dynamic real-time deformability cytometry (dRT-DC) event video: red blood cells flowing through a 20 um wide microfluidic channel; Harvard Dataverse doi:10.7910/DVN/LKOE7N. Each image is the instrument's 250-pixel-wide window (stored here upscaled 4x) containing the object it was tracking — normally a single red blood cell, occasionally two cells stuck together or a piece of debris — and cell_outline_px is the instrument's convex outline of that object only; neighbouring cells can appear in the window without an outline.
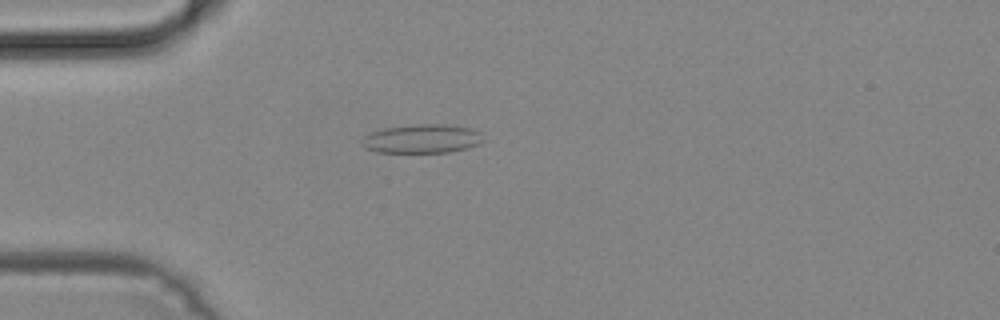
{"species": "common noctule bat (a hibernating species)", "species_latin": "Nyctalus noctula", "temperature_condition": "cold", "stored_images_in_passage": 45, "camera_frame_rate_fps": 3000, "um_per_image_px": 0.085, "animal": {"sex": "male", "body_mass_g": 19.2, "forearm_length_mm": 51.8}, "frame": {"image": 1, "passage_image": 9, "time_ms": 2.667, "image_size_px": [1000, 320], "cell_outline_px": [[484, 140], [480, 144], [468, 148], [452, 152], [376, 152], [364, 148], [360, 144], [360, 140], [364, 136], [372, 132], [384, 128], [416, 124], [448, 124], [472, 128], [480, 132]], "centroid_in_image_um": [35.88, 11.79], "position_along_channel_um": 49.1, "area_um2": 20.69}}
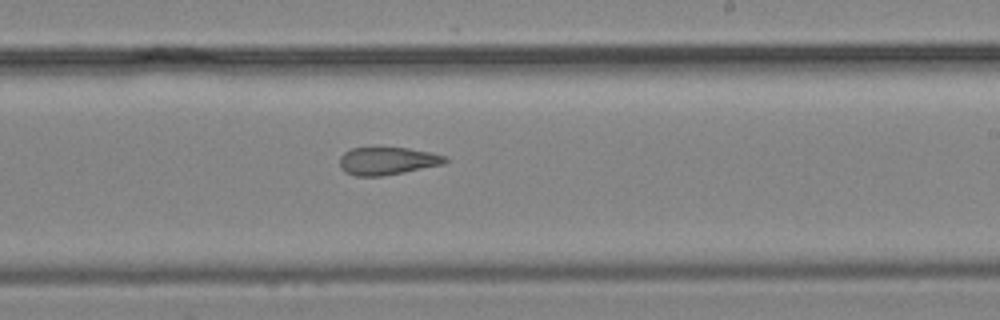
{"frame": {"image": 2, "passage_image": 25, "time_ms": 8.0, "image_size_px": [1000, 320], "cell_outline_px": [[448, 160], [444, 164], [384, 176], [356, 176], [344, 172], [340, 168], [340, 156], [344, 152], [352, 148], [408, 148], [448, 156]], "centroid_in_image_um": [32.92, 13.69], "position_along_channel_um": 256.1, "area_um2": 17.05}}
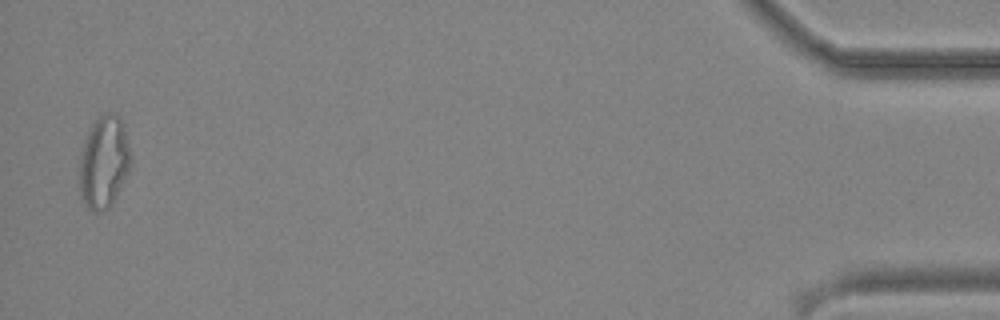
{"frame": {"image": 3, "passage_image": 44, "time_ms": 14.333, "image_size_px": [1000, 320], "cell_outline_px": [[132, 164], [112, 204], [108, 208], [100, 212], [92, 212], [84, 204], [80, 196], [80, 156], [88, 132], [92, 124], [104, 112], [112, 112], [120, 116], [124, 124], [132, 156]], "centroid_in_image_um": [8.86, 13.77], "position_along_channel_um": 426.3, "area_um2": 27.86}}